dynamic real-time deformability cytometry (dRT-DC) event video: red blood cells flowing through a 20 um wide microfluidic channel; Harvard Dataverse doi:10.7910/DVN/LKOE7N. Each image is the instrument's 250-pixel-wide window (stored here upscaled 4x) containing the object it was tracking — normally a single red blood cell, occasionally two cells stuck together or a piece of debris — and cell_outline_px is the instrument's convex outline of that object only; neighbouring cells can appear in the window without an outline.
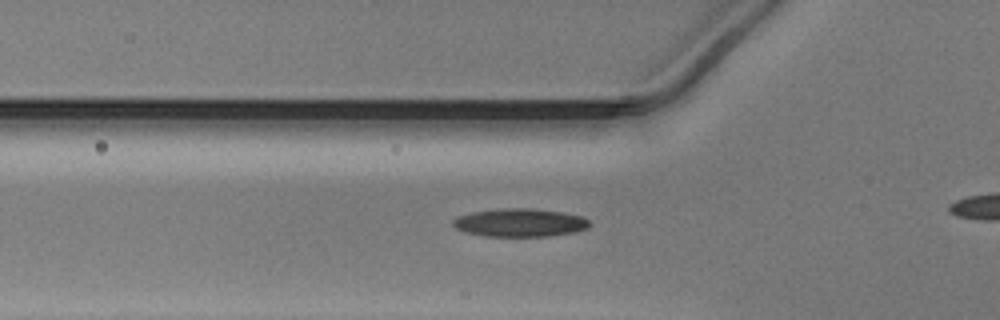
{"species": "Egyptian fruit bat (a non-hibernating species)", "species_latin": "Rousettus aegyptiacus", "temperature_condition": "warm", "stored_images_in_passage": 29, "camera_frame_rate_fps": 3000, "um_per_image_px": 0.085, "animal": {"sex": "male"}, "frame": {"image": 1, "passage_image": 3, "time_ms": 0.667, "image_size_px": [1000, 320], "cell_outline_px": [[592, 224], [588, 228], [572, 232], [548, 236], [484, 236], [464, 232], [456, 228], [452, 224], [452, 220], [456, 216], [472, 212], [500, 208], [524, 208], [560, 212], [580, 216], [588, 220]], "centroid_in_image_um": [44.14, 18.93], "position_along_channel_um": 81.7, "area_um2": 22.31}}
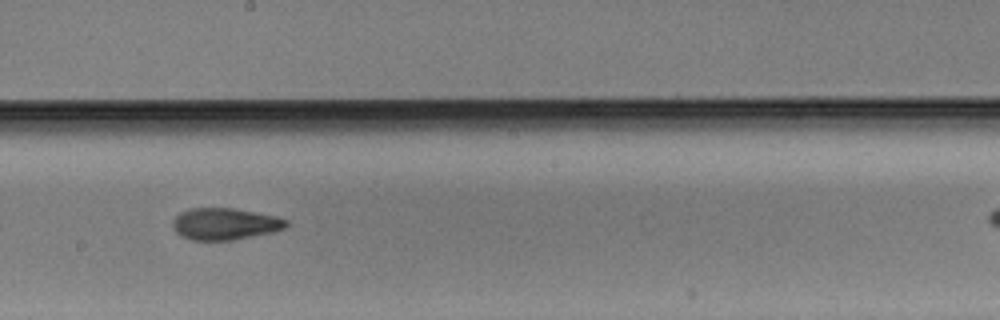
{"frame": {"image": 2, "passage_image": 14, "time_ms": 4.333, "image_size_px": [1000, 320], "cell_outline_px": [[288, 224], [284, 228], [276, 232], [232, 240], [192, 240], [180, 236], [172, 228], [172, 220], [180, 212], [188, 208], [232, 208], [276, 216], [288, 220]], "centroid_in_image_um": [19.1, 19.03], "position_along_channel_um": 229.1, "area_um2": 21.21}}
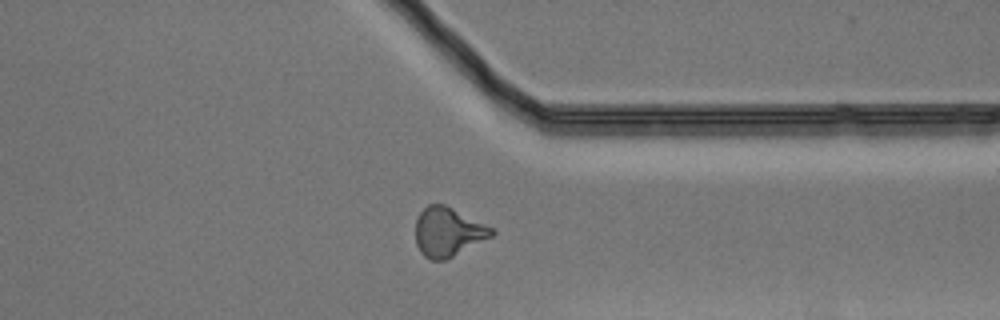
{"frame": {"image": 3, "passage_image": 25, "time_ms": 8.0, "image_size_px": [1000, 320], "cell_outline_px": [[496, 232], [492, 236], [444, 260], [432, 260], [424, 256], [420, 252], [416, 244], [416, 220], [420, 212], [428, 204], [444, 204], [496, 228]], "centroid_in_image_um": [38.09, 19.7], "position_along_channel_um": 373.3, "area_um2": 21.73}}